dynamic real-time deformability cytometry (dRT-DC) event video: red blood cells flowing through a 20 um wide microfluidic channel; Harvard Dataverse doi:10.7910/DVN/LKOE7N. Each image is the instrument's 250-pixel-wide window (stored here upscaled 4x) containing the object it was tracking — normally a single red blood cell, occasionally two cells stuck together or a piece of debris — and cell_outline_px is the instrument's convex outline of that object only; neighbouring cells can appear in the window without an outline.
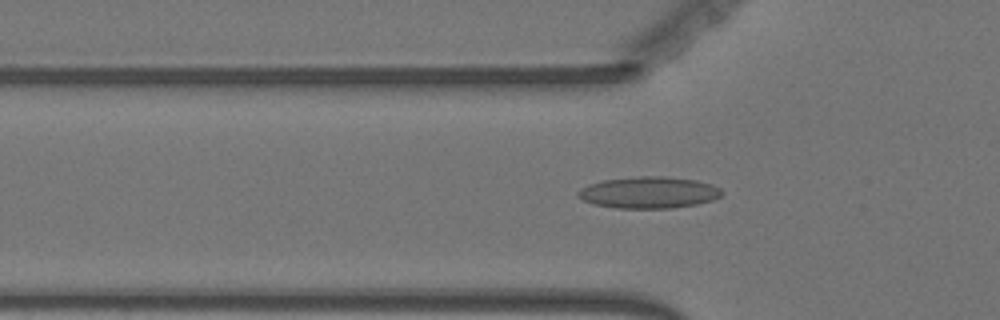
{"species": "Egyptian fruit bat (a non-hibernating species)", "species_latin": "Rousettus aegyptiacus", "temperature_condition": "warm", "stored_images_in_passage": 38, "camera_frame_rate_fps": 3000, "um_per_image_px": 0.085, "animal": {"sex": "female"}, "frame": {"image": 1, "passage_image": 2, "time_ms": 0.333, "image_size_px": [1000, 320], "cell_outline_px": [[724, 192], [720, 196], [712, 200], [696, 204], [672, 208], [616, 208], [592, 204], [576, 196], [576, 192], [588, 184], [604, 180], [640, 176], [668, 176], [696, 180], [712, 184], [720, 188]], "centroid_in_image_um": [55.15, 16.36], "position_along_channel_um": 70.7, "area_um2": 26.59}}
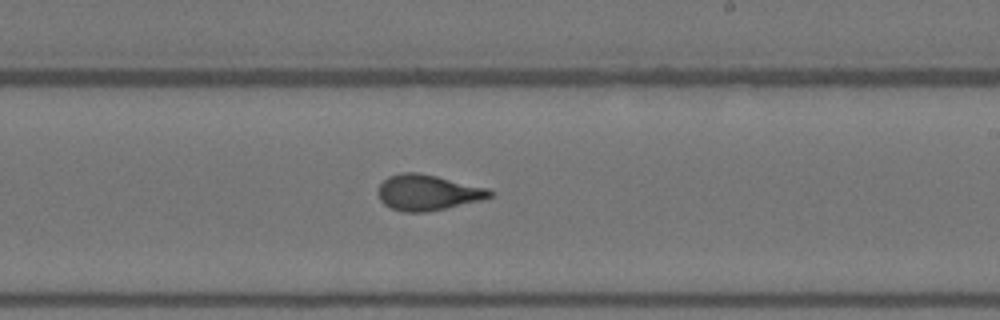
{"frame": {"image": 2, "passage_image": 17, "time_ms": 5.333, "image_size_px": [1000, 320], "cell_outline_px": [[496, 192], [492, 196], [480, 200], [444, 208], [424, 212], [404, 212], [392, 208], [384, 204], [380, 200], [376, 192], [380, 184], [388, 176], [400, 172], [416, 172], [436, 176], [488, 188]], "centroid_in_image_um": [36.32, 16.35], "position_along_channel_um": 252.7, "area_um2": 23.12}}
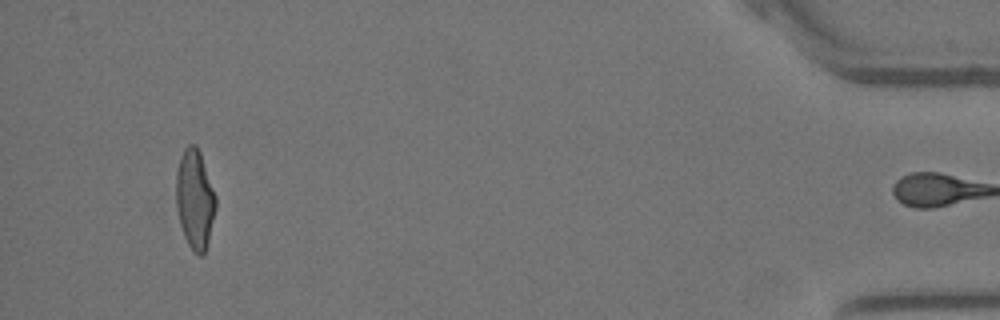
{"frame": {"image": 3, "passage_image": 37, "time_ms": 12.0, "image_size_px": [1000, 320], "cell_outline_px": [[216, 208], [208, 244], [204, 256], [200, 256], [188, 244], [184, 236], [180, 224], [176, 208], [176, 172], [184, 148], [188, 144], [196, 144], [200, 152], [216, 196]], "centroid_in_image_um": [16.57, 16.95], "position_along_channel_um": 418.6, "area_um2": 23.0}, "authors_computed_cell_mechanics": {"area_um2": 23.0622, "velocity_mm_per_s": 3.6073, "shape_relaxation_time_tau1_ms": null, "shape_relaxation_time_tau2_ms": 0.8089, "deformation_change_tau1": null, "deformation_change_tau2": 0.0738}}